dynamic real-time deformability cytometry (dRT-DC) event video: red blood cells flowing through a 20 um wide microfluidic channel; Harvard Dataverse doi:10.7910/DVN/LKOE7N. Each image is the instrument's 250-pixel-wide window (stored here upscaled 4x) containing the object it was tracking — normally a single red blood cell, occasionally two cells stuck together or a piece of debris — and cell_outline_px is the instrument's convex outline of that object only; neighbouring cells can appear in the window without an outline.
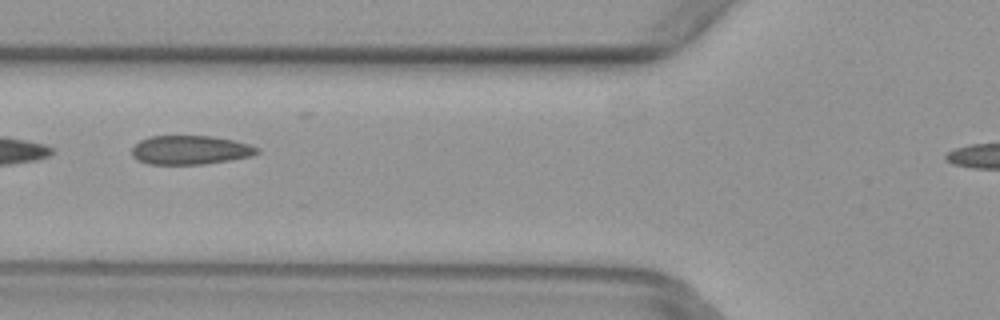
{"species": "common noctule bat (a hibernating species)", "species_latin": "Nyctalus noctula", "temperature_condition": "warm", "stored_images_in_passage": 3, "camera_frame_rate_fps": 3000, "um_per_image_px": 0.085, "animal": {"sex": "female", "body_mass_g": 29.2, "forearm_length_mm": 56.3}, "frame": {"image": 1, "passage_image": 2, "time_ms": 0.333, "image_size_px": [1000, 320], "cell_outline_px": [[260, 152], [252, 156], [204, 164], [148, 164], [136, 160], [132, 156], [132, 148], [140, 140], [152, 136], [212, 136], [232, 140], [248, 144], [260, 148]], "centroid_in_image_um": [16.16, 12.75], "position_along_channel_um": 109.6, "area_um2": 21.1}}